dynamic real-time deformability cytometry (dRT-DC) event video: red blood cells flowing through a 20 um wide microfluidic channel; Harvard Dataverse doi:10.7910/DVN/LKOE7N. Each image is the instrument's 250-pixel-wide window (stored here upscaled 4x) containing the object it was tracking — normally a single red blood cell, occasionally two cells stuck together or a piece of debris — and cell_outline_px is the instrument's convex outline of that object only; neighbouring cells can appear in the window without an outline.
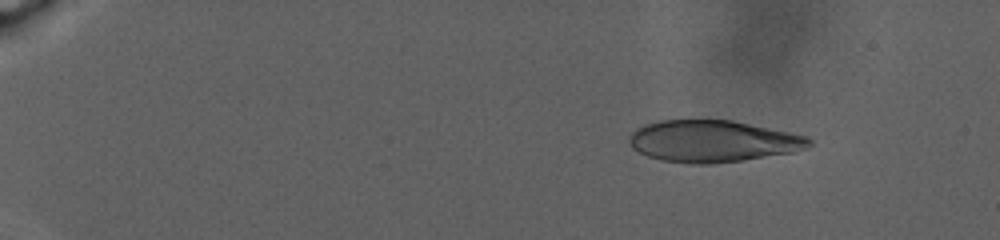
{"species": "human", "species_latin": "Homo sapiens", "temperature_condition": "warm", "stored_images_in_passage": 65, "camera_frame_rate_fps": 3000, "um_per_image_px": 0.085, "donor": {"sex": "male"}, "frame": {"image": 1, "passage_image": 2, "time_ms": 0.333, "image_size_px": [1000, 240], "cell_outline_px": [[812, 144], [808, 148], [792, 152], [744, 160], [712, 164], [692, 164], [660, 160], [648, 156], [632, 148], [628, 140], [628, 136], [636, 128], [644, 124], [660, 120], [732, 120], [808, 136], [812, 140]], "centroid_in_image_um": [60.58, 12.0], "position_along_channel_um": 24.4, "area_um2": 43.99}}
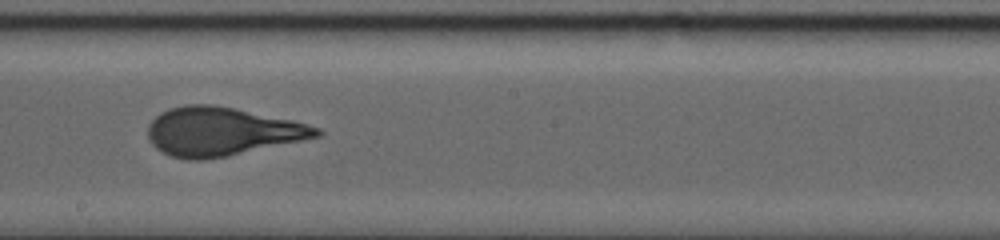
{"frame": {"image": 2, "passage_image": 37, "time_ms": 15.667, "image_size_px": [1000, 240], "cell_outline_px": [[324, 132], [320, 136], [228, 156], [204, 160], [188, 160], [172, 156], [160, 152], [148, 140], [148, 124], [160, 112], [168, 108], [184, 104], [212, 104], [292, 120], [320, 128]], "centroid_in_image_um": [18.79, 11.18], "position_along_channel_um": 229.4, "area_um2": 47.63}}
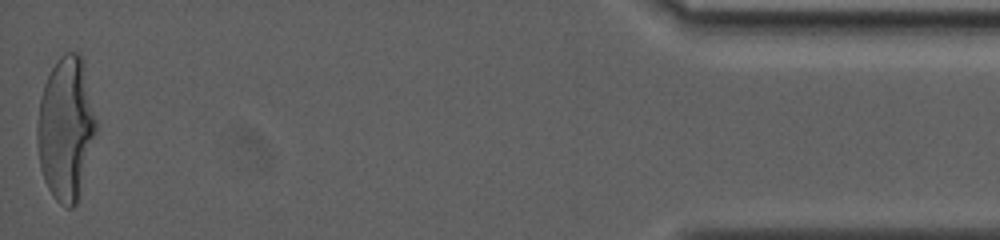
{"frame": {"image": 3, "passage_image": 65, "time_ms": 27.667, "image_size_px": [1000, 240], "cell_outline_px": [[96, 132], [76, 204], [72, 208], [68, 208], [60, 204], [52, 196], [44, 180], [40, 168], [36, 140], [36, 124], [40, 96], [44, 84], [52, 68], [60, 56], [64, 52], [76, 52], [84, 60], [96, 120]], "centroid_in_image_um": [5.57, 10.9], "position_along_channel_um": 429.6, "area_um2": 49.19}, "authors_computed_cell_mechanics": {"area_um2": 46.3556, "velocity_mm_per_s": 2.2607, "shape_relaxation_time_tau1_ms": 11.1207, "shape_relaxation_time_tau2_ms": null, "deformation_change_tau1": 0.2931, "deformation_change_tau2": null}}